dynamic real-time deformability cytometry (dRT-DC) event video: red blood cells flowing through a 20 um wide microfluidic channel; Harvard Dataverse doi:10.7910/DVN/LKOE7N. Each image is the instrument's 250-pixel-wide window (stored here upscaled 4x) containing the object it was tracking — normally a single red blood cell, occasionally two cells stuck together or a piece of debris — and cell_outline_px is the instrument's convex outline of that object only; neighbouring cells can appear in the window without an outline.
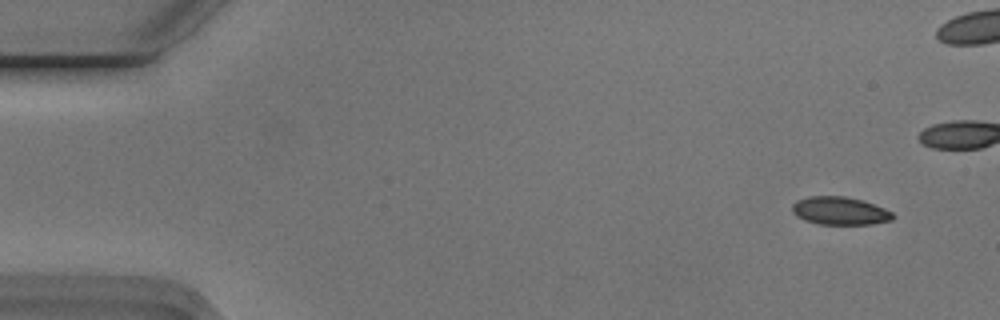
{"species": "Egyptian fruit bat (a non-hibernating species)", "species_latin": "Rousettus aegyptiacus", "temperature_condition": "cold", "stored_images_in_passage": 9, "camera_frame_rate_fps": 3000, "um_per_image_px": 0.085, "animal": {"sex": "male"}, "frame": {"image": 1, "passage_image": 1, "time_ms": 0.0, "image_size_px": [1000, 320], "cell_outline_px": [[896, 216], [892, 220], [872, 224], [820, 224], [804, 220], [796, 216], [792, 212], [792, 204], [796, 200], [808, 196], [844, 196], [864, 200], [884, 208], [892, 212]], "centroid_in_image_um": [71.39, 17.91], "position_along_channel_um": 13.6, "area_um2": 16.59}}
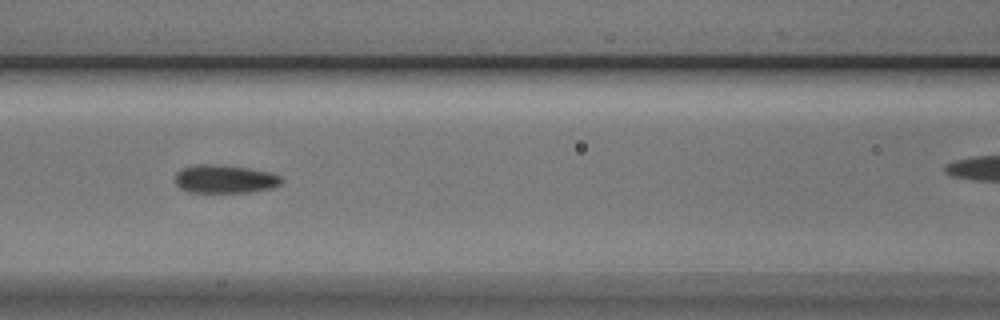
{"frame": {"image": 2, "passage_image": 6, "time_ms": 1.667, "image_size_px": [1000, 320], "cell_outline_px": [[284, 180], [280, 184], [272, 188], [252, 192], [188, 192], [180, 188], [176, 184], [176, 172], [184, 168], [196, 164], [220, 164], [248, 168], [272, 172], [280, 176]], "centroid_in_image_um": [19.14, 15.21], "position_along_channel_um": 147.5, "area_um2": 17.69}}